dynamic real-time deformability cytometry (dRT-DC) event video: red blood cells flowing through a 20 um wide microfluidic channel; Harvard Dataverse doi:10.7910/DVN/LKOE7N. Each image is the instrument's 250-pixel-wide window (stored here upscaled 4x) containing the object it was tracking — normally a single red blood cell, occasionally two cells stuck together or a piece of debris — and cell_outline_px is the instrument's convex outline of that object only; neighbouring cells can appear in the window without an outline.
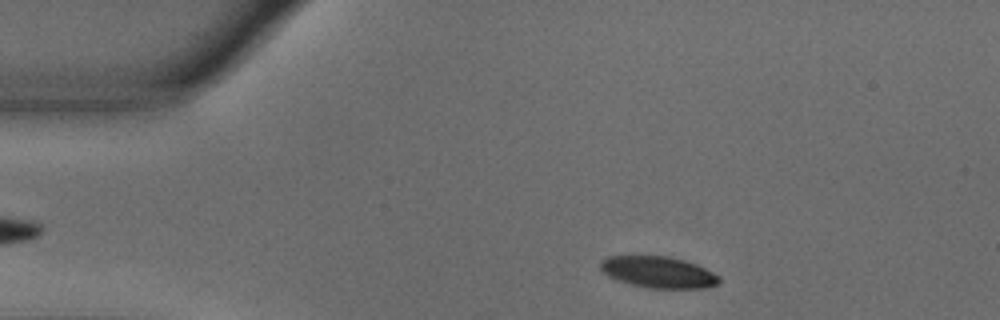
{"species": "common noctule bat (a hibernating species)", "species_latin": "Nyctalus noctula", "temperature_condition": "warm", "stored_images_in_passage": 41, "camera_frame_rate_fps": 3000, "um_per_image_px": 0.085, "animal": {"sex": "male", "body_mass_g": 18.8}, "frame": {"image": 1, "passage_image": 4, "time_ms": 1.0, "image_size_px": [1000, 320], "cell_outline_px": [[720, 284], [704, 288], [652, 288], [632, 284], [608, 276], [600, 268], [600, 260], [608, 256], [668, 256], [684, 260], [696, 264], [720, 276]], "centroid_in_image_um": [55.98, 23.13], "position_along_channel_um": 29.0, "area_um2": 21.62}}
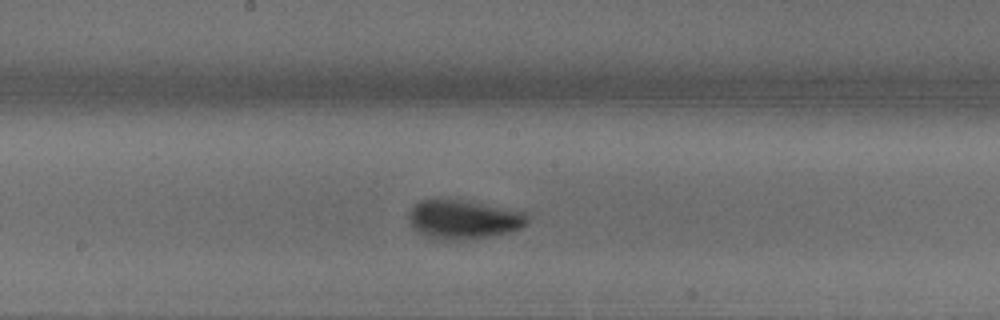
{"frame": {"image": 2, "passage_image": 23, "time_ms": 7.333, "image_size_px": [1000, 320], "cell_outline_px": [[528, 220], [520, 228], [508, 232], [492, 236], [448, 244], [428, 236], [420, 232], [408, 220], [408, 212], [420, 200], [432, 196], [436, 196], [460, 200], [524, 212], [528, 216]], "centroid_in_image_um": [39.32, 18.67], "position_along_channel_um": 208.9, "area_um2": 27.57}}
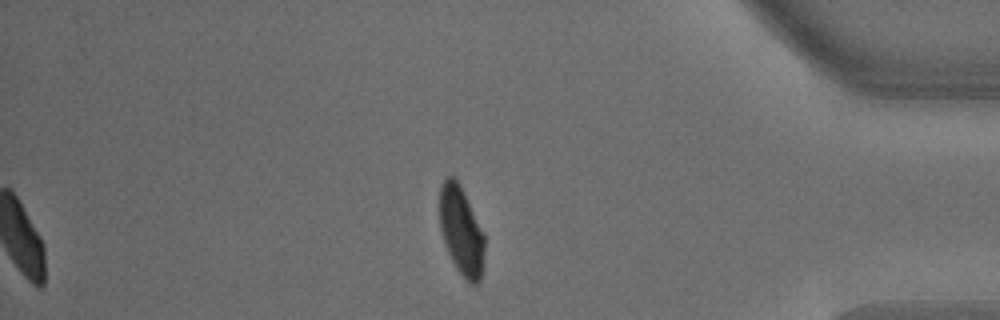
{"frame": {"image": 3, "passage_image": 41, "time_ms": 13.333, "image_size_px": [1000, 320], "cell_outline_px": [[484, 248], [480, 280], [476, 284], [468, 284], [464, 280], [456, 268], [444, 244], [440, 228], [440, 184], [448, 176], [452, 176], [460, 184], [484, 232]], "centroid_in_image_um": [39.2, 19.64], "position_along_channel_um": 396.0, "area_um2": 23.24}, "authors_computed_cell_mechanics": {"area_um2": 25.0274, "velocity_mm_per_s": 3.6565, "shape_relaxation_time_tau1_ms": 4.3158, "shape_relaxation_time_tau2_ms": 1.1776, "deformation_change_tau1": 0.1833, "deformation_change_tau2": 0.0457}}